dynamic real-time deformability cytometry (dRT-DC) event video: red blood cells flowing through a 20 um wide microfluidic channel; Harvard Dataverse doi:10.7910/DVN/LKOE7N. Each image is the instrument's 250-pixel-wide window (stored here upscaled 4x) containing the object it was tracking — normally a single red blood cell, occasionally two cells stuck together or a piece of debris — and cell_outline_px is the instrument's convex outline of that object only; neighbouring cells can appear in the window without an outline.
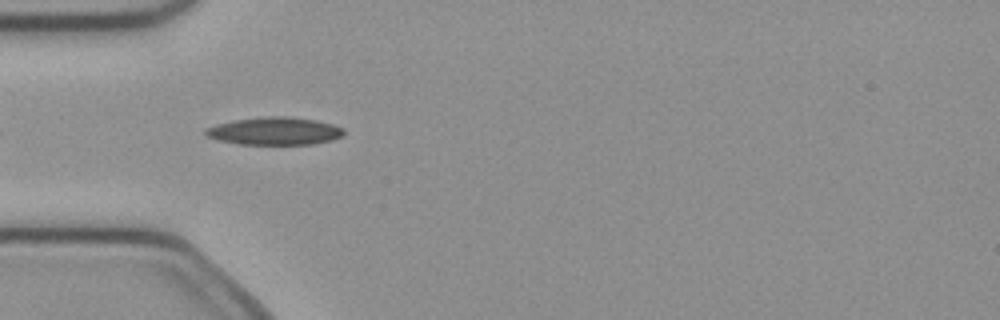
{"species": "common noctule bat (a hibernating species)", "species_latin": "Nyctalus noctula", "temperature_condition": "cold", "stored_images_in_passage": 13, "camera_frame_rate_fps": 3000, "um_per_image_px": 0.085, "animal": {"sex": "female", "body_mass_g": 21.9}, "frame": {"image": 1, "passage_image": 3, "time_ms": 0.667, "image_size_px": [1000, 320], "cell_outline_px": [[344, 136], [332, 140], [316, 144], [240, 144], [216, 140], [208, 136], [204, 132], [204, 128], [216, 124], [232, 120], [264, 116], [288, 116], [316, 120], [332, 124], [344, 128]], "centroid_in_image_um": [23.34, 11.13], "position_along_channel_um": 61.7, "area_um2": 22.6}}
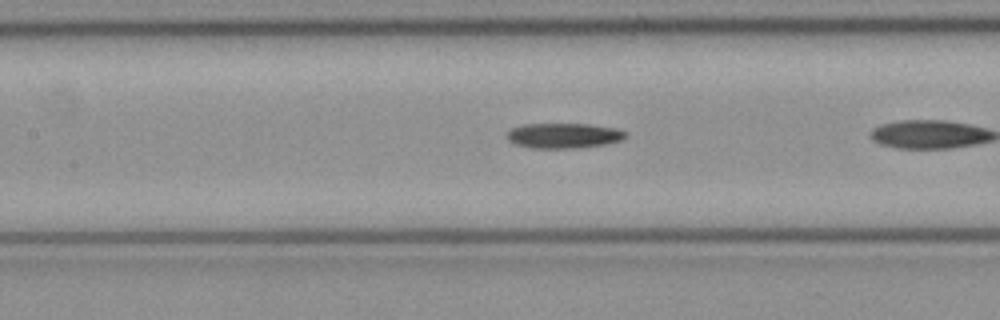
{"frame": {"image": 2, "passage_image": 8, "time_ms": 2.333, "image_size_px": [1000, 320], "cell_outline_px": [[628, 136], [624, 140], [604, 144], [580, 148], [532, 148], [516, 144], [508, 140], [508, 132], [512, 128], [524, 124], [588, 124], [620, 128], [628, 132]], "centroid_in_image_um": [48.01, 11.52], "position_along_channel_um": 159.4, "area_um2": 17.57}}
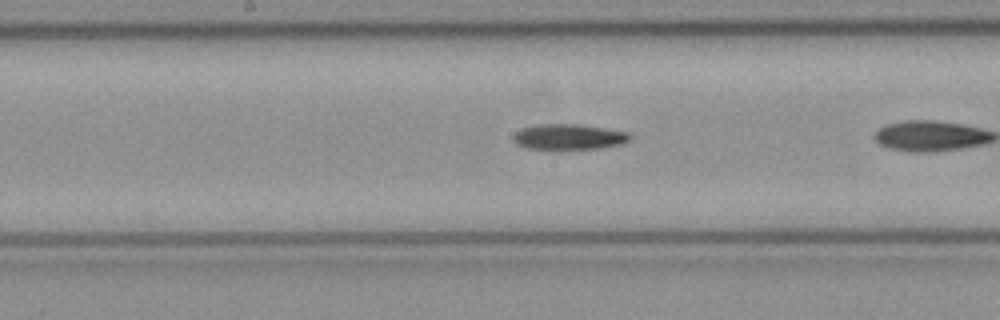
{"frame": {"image": 3, "passage_image": 11, "time_ms": 3.333, "image_size_px": [1000, 320], "cell_outline_px": [[632, 136], [624, 144], [600, 148], [528, 148], [516, 144], [512, 136], [520, 128], [536, 124], [576, 124], [604, 128], [628, 132]], "centroid_in_image_um": [48.35, 11.61], "position_along_channel_um": 199.9, "area_um2": 17.17}}